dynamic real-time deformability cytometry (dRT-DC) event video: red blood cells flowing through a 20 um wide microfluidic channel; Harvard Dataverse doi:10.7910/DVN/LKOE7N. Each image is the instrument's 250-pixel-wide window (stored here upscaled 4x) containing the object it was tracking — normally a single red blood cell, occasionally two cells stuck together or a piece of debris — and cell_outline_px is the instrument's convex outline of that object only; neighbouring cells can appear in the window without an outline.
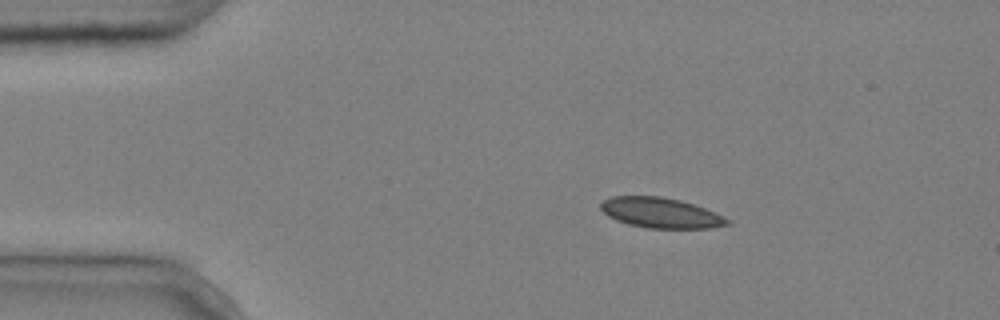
{"species": "common noctule bat (a hibernating species)", "species_latin": "Nyctalus noctula", "temperature_condition": "cold", "stored_images_in_passage": 3, "camera_frame_rate_fps": 3000, "um_per_image_px": 0.085, "animal": {"sex": "male", "body_mass_g": 20.4}, "frame": {"image": 1, "passage_image": 2, "time_ms": 0.333, "image_size_px": [1000, 320], "cell_outline_px": [[732, 224], [712, 228], [648, 228], [628, 224], [616, 220], [608, 216], [600, 208], [600, 204], [604, 200], [612, 196], [660, 196], [680, 200], [704, 208], [732, 220]], "centroid_in_image_um": [56.18, 18.1], "position_along_channel_um": 28.8, "area_um2": 22.31}}